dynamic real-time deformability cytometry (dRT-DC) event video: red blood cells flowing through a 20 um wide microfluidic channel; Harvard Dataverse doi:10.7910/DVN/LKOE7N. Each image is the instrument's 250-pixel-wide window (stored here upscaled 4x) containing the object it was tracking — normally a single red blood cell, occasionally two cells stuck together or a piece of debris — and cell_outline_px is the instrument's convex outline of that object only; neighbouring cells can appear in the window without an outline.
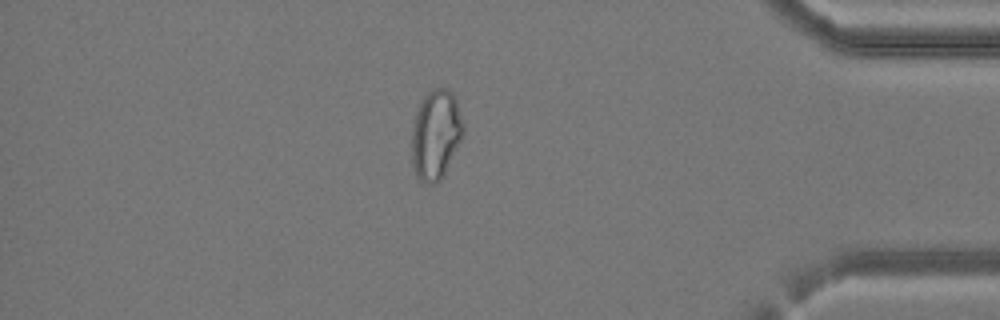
{"species": "common noctule bat (a hibernating species)", "species_latin": "Nyctalus noctula", "temperature_condition": "cold", "stored_images_in_passage": 39, "camera_frame_rate_fps": 3000, "um_per_image_px": 0.085, "animal": {"sex": "female", "body_mass_g": 24.6, "forearm_length_mm": 56.2}, "frame": {"image": 1, "passage_image": 34, "time_ms": 11.0, "image_size_px": [1000, 320], "cell_outline_px": [[464, 128], [460, 140], [444, 176], [440, 180], [432, 184], [424, 184], [416, 176], [412, 164], [412, 132], [416, 112], [424, 96], [428, 92], [436, 88], [448, 88], [456, 96], [464, 124]], "centroid_in_image_um": [37.05, 11.44], "position_along_channel_um": 398.2, "area_um2": 26.99}}